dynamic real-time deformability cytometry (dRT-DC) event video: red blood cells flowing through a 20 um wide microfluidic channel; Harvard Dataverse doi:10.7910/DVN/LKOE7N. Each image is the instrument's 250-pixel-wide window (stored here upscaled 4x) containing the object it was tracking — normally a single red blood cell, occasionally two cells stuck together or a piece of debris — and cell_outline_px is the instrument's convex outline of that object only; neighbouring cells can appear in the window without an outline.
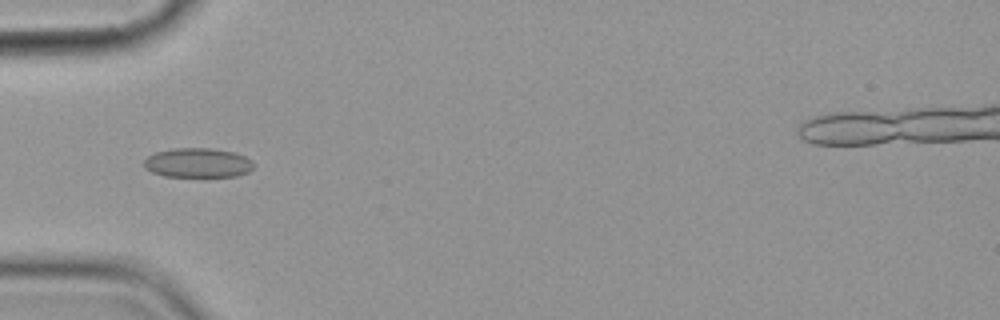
{"species": "common noctule bat (a hibernating species)", "species_latin": "Nyctalus noctula", "temperature_condition": "cold", "stored_images_in_passage": 16, "segment_of_instrument_passage": [1, 2], "camera_frame_rate_fps": 3000, "um_per_image_px": 0.085, "animal": {"sex": "female", "body_mass_g": 19.9}, "frame": {"image": 1, "passage_image": 5, "time_ms": 5.667, "image_size_px": [1000, 320], "cell_outline_px": [[252, 168], [248, 172], [236, 176], [164, 176], [152, 172], [144, 168], [144, 160], [148, 156], [156, 152], [172, 148], [212, 148], [236, 152], [252, 160]], "centroid_in_image_um": [16.8, 13.83], "position_along_channel_um": 68.2, "area_um2": 18.84}}
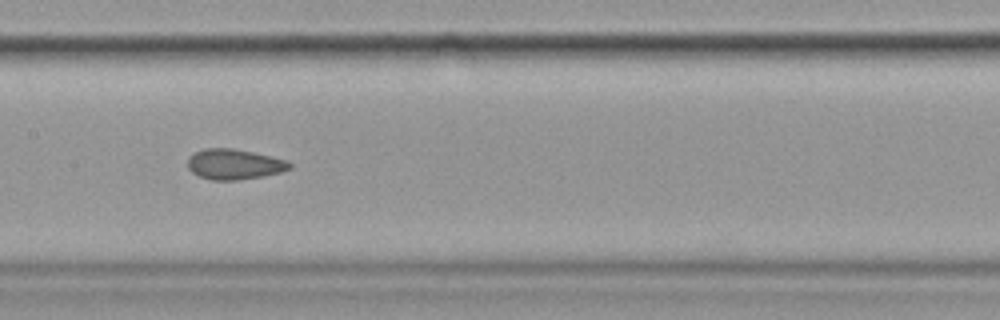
{"frame": {"image": 2, "passage_image": 8, "time_ms": 9.0, "image_size_px": [1000, 320], "cell_outline_px": [[292, 168], [280, 172], [264, 176], [236, 180], [212, 180], [200, 176], [192, 172], [188, 168], [188, 156], [204, 148], [232, 148], [252, 152], [288, 160], [292, 164]], "centroid_in_image_um": [19.92, 13.96], "position_along_channel_um": 187.5, "area_um2": 18.03}}
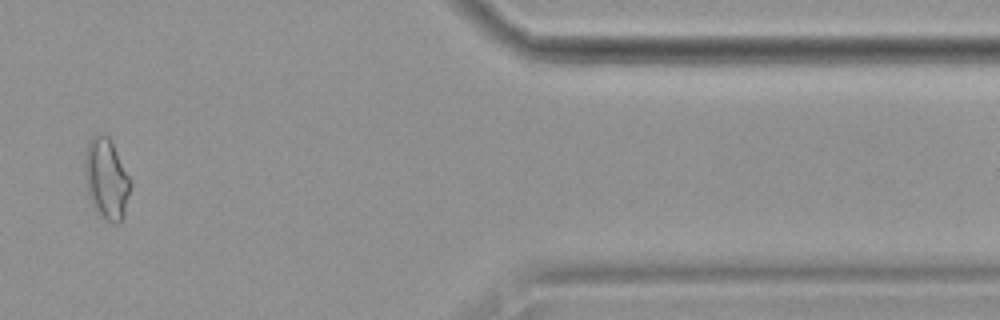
{"frame": {"image": 3, "passage_image": 13, "time_ms": 16.0, "image_size_px": [1000, 320], "cell_outline_px": [[132, 184], [124, 216], [120, 224], [112, 224], [96, 212], [92, 204], [88, 192], [84, 176], [84, 160], [88, 140], [92, 136], [108, 136], [132, 180]], "centroid_in_image_um": [9.06, 15.25], "position_along_channel_um": 402.3, "area_um2": 21.68}}